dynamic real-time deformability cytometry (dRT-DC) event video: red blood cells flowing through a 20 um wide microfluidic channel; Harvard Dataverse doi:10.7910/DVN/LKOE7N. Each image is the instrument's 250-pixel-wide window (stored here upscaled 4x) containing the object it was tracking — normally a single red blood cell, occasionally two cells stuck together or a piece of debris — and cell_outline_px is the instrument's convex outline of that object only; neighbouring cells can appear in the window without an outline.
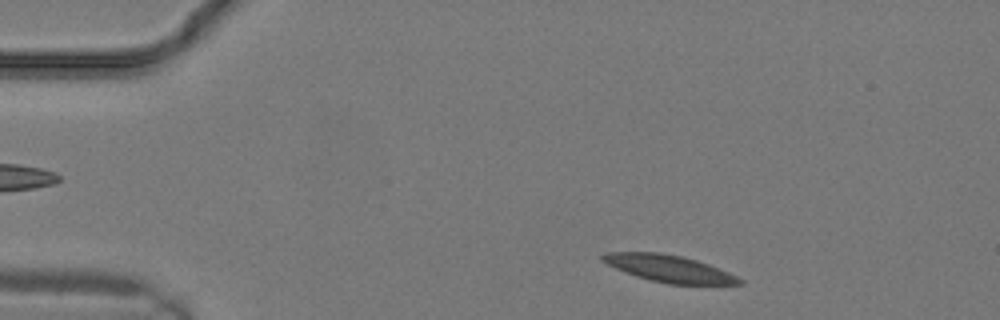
{"species": "common noctule bat (a hibernating species)", "species_latin": "Nyctalus noctula", "temperature_condition": "warm", "stored_images_in_passage": 8, "camera_frame_rate_fps": 3000, "um_per_image_px": 0.085, "animal": {"sex": "male", "body_mass_g": 19.2, "forearm_length_mm": 51.8}, "frame": {"image": 1, "passage_image": 1, "time_ms": 0.0, "image_size_px": [1000, 320], "cell_outline_px": [[744, 284], [668, 284], [648, 280], [624, 272], [600, 260], [600, 256], [604, 252], [660, 252], [684, 256], [708, 264], [728, 272], [744, 280]], "centroid_in_image_um": [56.84, 22.82], "position_along_channel_um": 28.2, "area_um2": 21.62}}
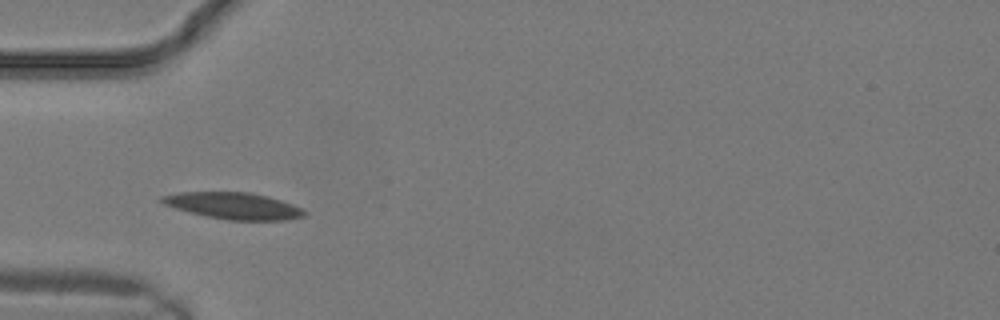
{"frame": {"image": 2, "passage_image": 5, "time_ms": 1.333, "image_size_px": [1000, 320], "cell_outline_px": [[304, 216], [288, 220], [228, 220], [208, 216], [176, 208], [164, 204], [160, 200], [160, 196], [180, 192], [248, 192], [268, 196], [292, 204], [300, 208], [304, 212]], "centroid_in_image_um": [19.85, 17.48], "position_along_channel_um": 65.2, "area_um2": 21.73}}
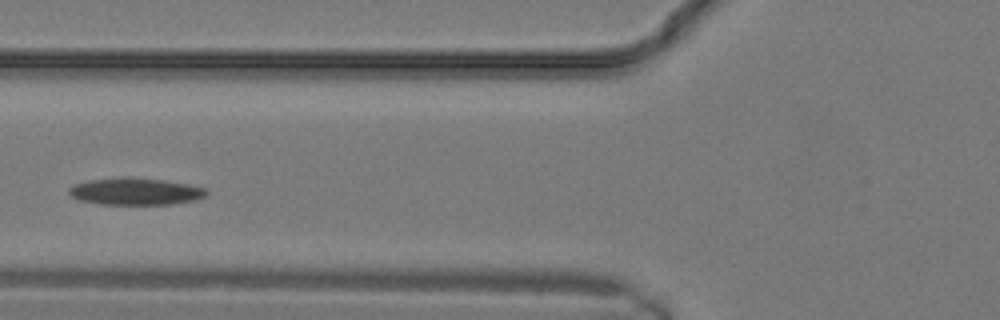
{"frame": {"image": 3, "passage_image": 7, "time_ms": 2.0, "image_size_px": [1000, 320], "cell_outline_px": [[208, 192], [204, 196], [196, 200], [172, 204], [100, 204], [80, 200], [68, 196], [68, 188], [76, 184], [92, 180], [124, 176], [128, 176], [164, 180], [188, 184], [208, 188]], "centroid_in_image_um": [11.52, 16.26], "position_along_channel_um": 114.3, "area_um2": 21.79}}